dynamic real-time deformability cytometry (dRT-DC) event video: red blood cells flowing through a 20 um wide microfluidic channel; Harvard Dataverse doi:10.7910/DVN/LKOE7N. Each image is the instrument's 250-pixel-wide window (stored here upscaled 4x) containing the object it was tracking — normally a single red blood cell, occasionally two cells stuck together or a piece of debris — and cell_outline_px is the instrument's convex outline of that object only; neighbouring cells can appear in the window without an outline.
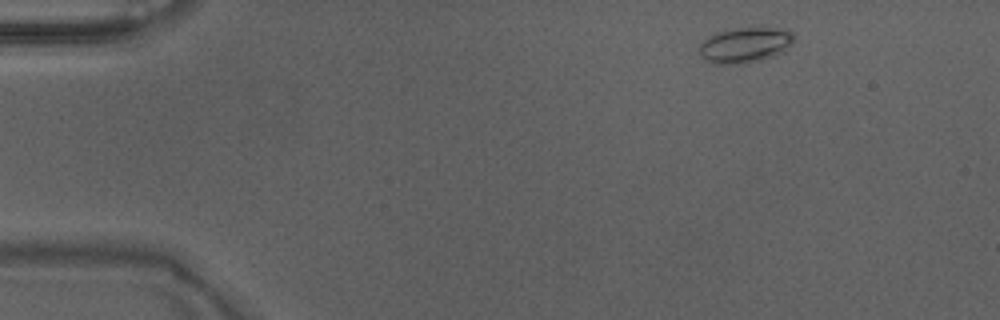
{"species": "Egyptian fruit bat (a non-hibernating species)", "species_latin": "Rousettus aegyptiacus", "temperature_condition": "warm", "stored_images_in_passage": 3, "camera_frame_rate_fps": 3000, "um_per_image_px": 0.085, "animal": {"sex": "male"}, "frame": {"image": 1, "passage_image": 1, "time_ms": 0.0, "image_size_px": [1000, 320], "cell_outline_px": [[792, 44], [784, 52], [776, 56], [760, 60], [736, 64], [716, 64], [700, 56], [700, 44], [708, 36], [716, 32], [732, 28], [768, 28], [792, 32]], "centroid_in_image_um": [63.3, 3.84], "position_along_channel_um": 21.7, "area_um2": 19.31}}